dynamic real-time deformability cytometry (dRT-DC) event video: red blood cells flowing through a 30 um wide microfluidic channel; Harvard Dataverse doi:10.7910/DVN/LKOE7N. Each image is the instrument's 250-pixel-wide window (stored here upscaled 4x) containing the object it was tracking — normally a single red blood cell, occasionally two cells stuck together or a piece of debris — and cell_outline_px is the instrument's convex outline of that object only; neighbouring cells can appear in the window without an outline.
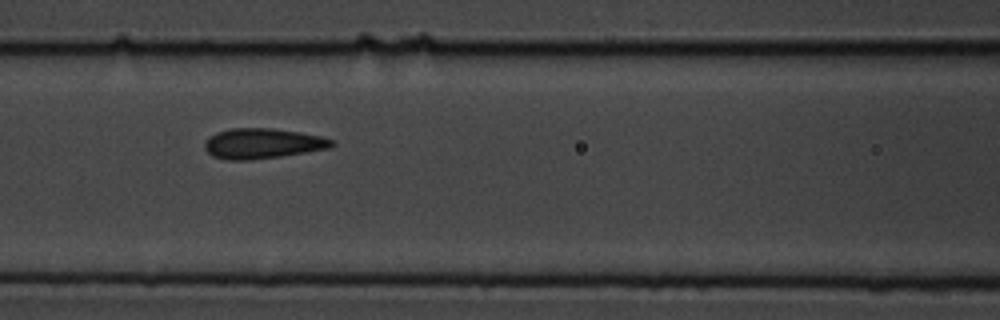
{"species": "common noctule bat (a hibernating species)", "species_latin": "Nyctalus noctula", "temperature_condition": "cold", "stored_images_in_passage": 17, "camera_frame_rate_fps": 3000, "um_per_image_px": 0.085, "animal": {"sex": "male", "body_mass_g": 19.5, "forearm_length_mm": 54.6}, "frame": {"image": 1, "passage_image": 8, "time_ms": 8.0, "image_size_px": [1000, 320], "cell_outline_px": [[336, 144], [332, 148], [280, 156], [252, 160], [228, 160], [212, 156], [204, 148], [204, 140], [216, 132], [232, 128], [272, 128], [300, 132], [324, 136], [332, 140]], "centroid_in_image_um": [22.33, 12.19], "position_along_channel_um": 144.3, "area_um2": 22.66}}
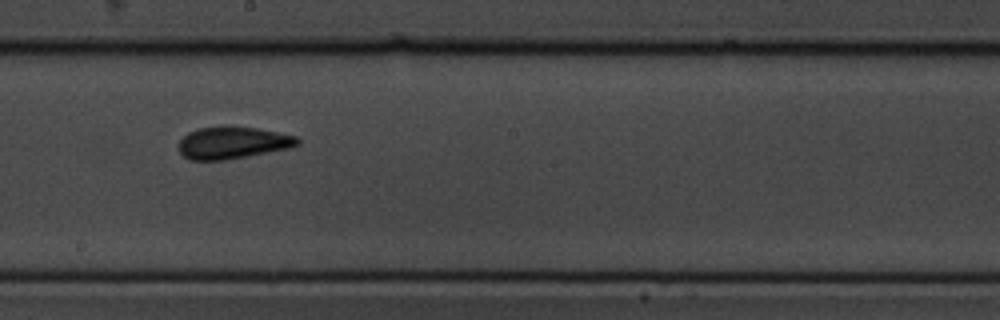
{"frame": {"image": 2, "passage_image": 10, "time_ms": 10.333, "image_size_px": [1000, 320], "cell_outline_px": [[300, 144], [288, 148], [224, 160], [192, 160], [184, 156], [180, 152], [180, 140], [188, 132], [200, 128], [228, 124], [256, 128], [296, 136], [300, 140]], "centroid_in_image_um": [19.77, 12.1], "position_along_channel_um": 228.4, "area_um2": 22.2}}
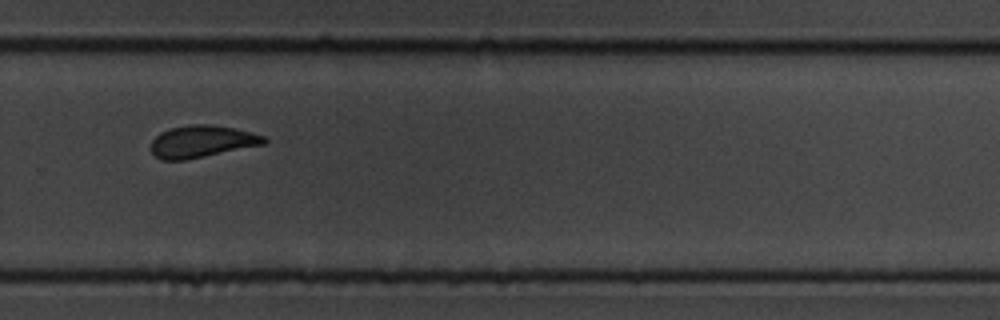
{"frame": {"image": 3, "passage_image": 12, "time_ms": 12.667, "image_size_px": [1000, 320], "cell_outline_px": [[268, 140], [264, 144], [184, 160], [160, 160], [152, 152], [152, 140], [160, 132], [172, 128], [192, 124], [208, 124], [236, 128], [252, 132], [264, 136]], "centroid_in_image_um": [17.17, 12.02], "position_along_channel_um": 312.6, "area_um2": 20.92}, "authors_computed_cell_mechanics": {"area_um2": 22.6576, "velocity_mm_per_s": 3.6078, "shape_relaxation_time_tau1_ms": 1.7749, "shape_relaxation_time_tau2_ms": 0.8523, "deformation_change_tau1": 0.1548, "deformation_change_tau2": 0.0959}}